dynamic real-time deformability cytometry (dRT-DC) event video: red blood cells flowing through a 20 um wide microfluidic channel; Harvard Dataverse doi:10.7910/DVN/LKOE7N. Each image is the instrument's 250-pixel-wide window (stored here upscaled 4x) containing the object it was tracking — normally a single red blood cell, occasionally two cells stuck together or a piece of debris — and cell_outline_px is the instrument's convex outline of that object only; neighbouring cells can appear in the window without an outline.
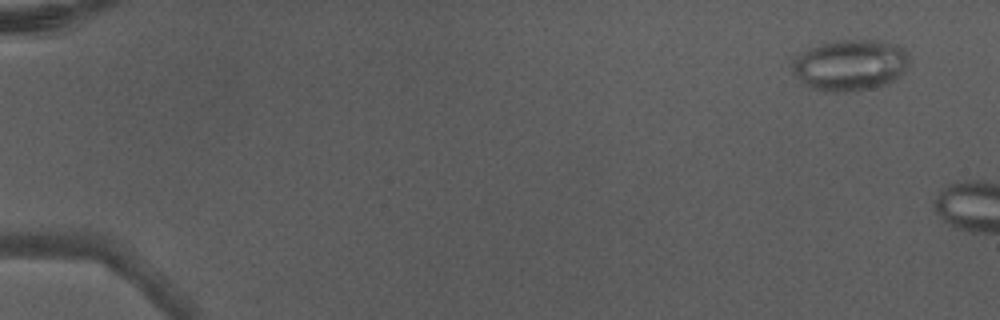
{"species": "Egyptian fruit bat (a non-hibernating species)", "species_latin": "Rousettus aegyptiacus", "temperature_condition": "warm", "stored_images_in_passage": 3, "camera_frame_rate_fps": 3000, "um_per_image_px": 0.085, "animal": {"sex": "male"}, "frame": {"image": 1, "passage_image": 1, "time_ms": 0.0, "image_size_px": [1000, 320], "cell_outline_px": [[908, 64], [904, 72], [896, 80], [888, 84], [848, 92], [824, 92], [808, 88], [800, 80], [796, 72], [796, 64], [800, 56], [812, 48], [820, 44], [836, 40], [880, 40], [896, 44], [904, 48], [908, 56]], "centroid_in_image_um": [72.37, 5.55], "position_along_channel_um": 12.6, "area_um2": 34.45}}